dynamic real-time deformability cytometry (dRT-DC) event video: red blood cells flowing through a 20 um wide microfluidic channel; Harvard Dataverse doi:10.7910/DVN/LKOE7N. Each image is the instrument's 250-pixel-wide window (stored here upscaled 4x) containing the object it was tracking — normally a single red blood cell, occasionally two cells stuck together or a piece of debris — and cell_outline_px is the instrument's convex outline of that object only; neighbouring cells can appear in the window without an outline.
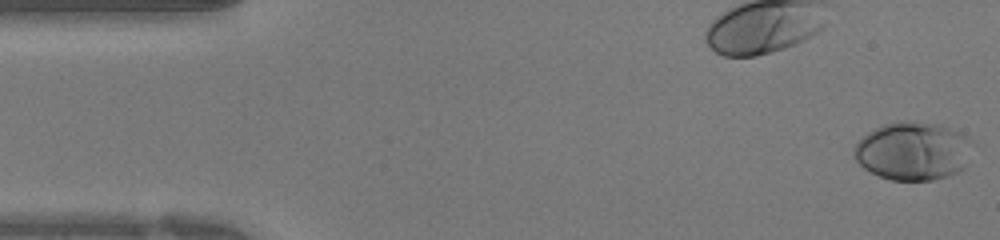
{"species": "human", "species_latin": "Homo sapiens", "temperature_condition": "warm", "stored_images_in_passage": 42, "camera_frame_rate_fps": 3000, "um_per_image_px": 0.085, "donor": {"sex": "female"}, "frame": {"image": 1, "passage_image": 1, "time_ms": 0.0, "image_size_px": [1000, 240], "cell_outline_px": [[972, 140], [964, 168], [948, 176], [932, 180], [892, 180], [880, 176], [864, 168], [852, 156], [852, 152], [856, 144], [868, 132], [884, 124], [940, 124], [960, 132]], "centroid_in_image_um": [77.59, 12.88], "position_along_channel_um": 7.4, "area_um2": 39.25}}
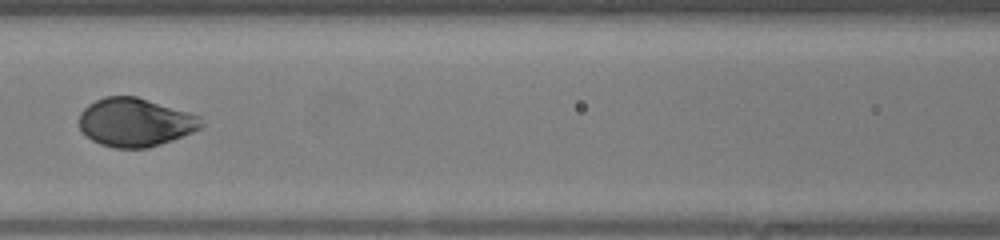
{"frame": {"image": 2, "passage_image": 18, "time_ms": 5.667, "image_size_px": [1000, 240], "cell_outline_px": [[204, 124], [200, 128], [192, 132], [172, 140], [148, 148], [116, 148], [100, 144], [92, 140], [80, 128], [80, 112], [88, 104], [104, 96], [136, 96], [188, 112], [200, 116]], "centroid_in_image_um": [11.49, 10.39], "position_along_channel_um": 155.1, "area_um2": 34.28}}
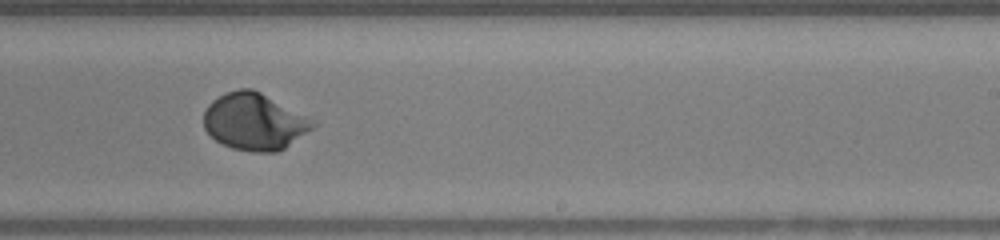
{"frame": {"image": 3, "passage_image": 25, "time_ms": 8.0, "image_size_px": [1000, 240], "cell_outline_px": [[320, 124], [284, 148], [276, 152], [252, 152], [232, 148], [216, 140], [204, 128], [204, 112], [208, 104], [212, 100], [228, 92], [240, 88], [252, 88], [260, 92]], "centroid_in_image_um": [21.62, 10.35], "position_along_channel_um": 267.4, "area_um2": 35.72}}